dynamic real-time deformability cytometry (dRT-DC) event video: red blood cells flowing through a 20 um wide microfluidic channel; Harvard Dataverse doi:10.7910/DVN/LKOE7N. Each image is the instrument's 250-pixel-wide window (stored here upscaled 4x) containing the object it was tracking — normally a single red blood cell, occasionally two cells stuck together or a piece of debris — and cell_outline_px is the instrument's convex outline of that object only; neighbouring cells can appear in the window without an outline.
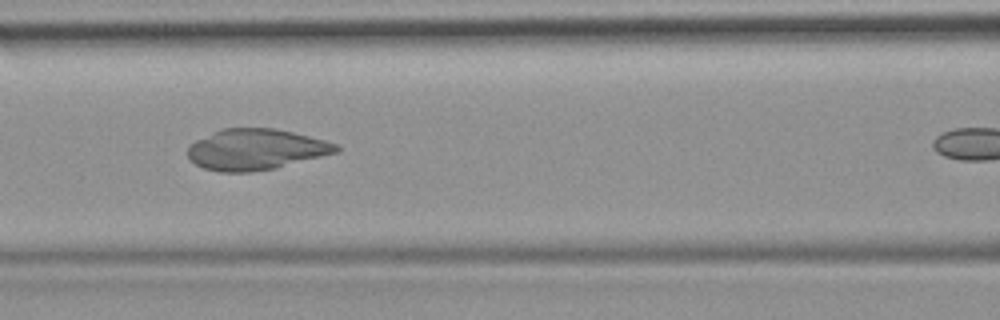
{"species": "common noctule bat (a hibernating species)", "species_latin": "Nyctalus noctula", "temperature_condition": "room temperature", "stored_images_in_passage": 8, "camera_frame_rate_fps": 3000, "um_per_image_px": 0.085, "animal": {"sex": "female", "body_mass_g": 19.9}, "frame": {"image": 1, "passage_image": 7, "time_ms": 7.333, "image_size_px": [1000, 320], "cell_outline_px": [[340, 148], [336, 152], [276, 168], [252, 172], [220, 172], [204, 168], [196, 164], [188, 156], [188, 144], [196, 140], [224, 128], [276, 128], [324, 140], [336, 144]], "centroid_in_image_um": [21.72, 12.7], "position_along_channel_um": 144.9, "area_um2": 35.03}}